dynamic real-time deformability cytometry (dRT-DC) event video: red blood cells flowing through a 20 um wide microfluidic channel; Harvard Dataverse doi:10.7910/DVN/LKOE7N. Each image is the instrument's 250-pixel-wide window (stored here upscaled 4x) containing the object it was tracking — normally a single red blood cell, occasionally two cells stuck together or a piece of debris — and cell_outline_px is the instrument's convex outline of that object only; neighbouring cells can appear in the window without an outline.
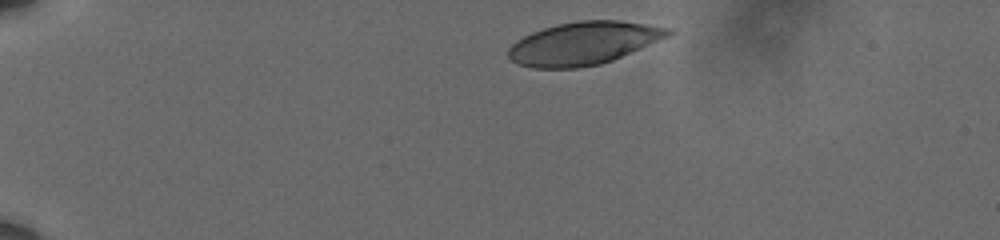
{"species": "human", "species_latin": "Homo sapiens", "temperature_condition": "cold", "stored_images_in_passage": 40, "camera_frame_rate_fps": 3000, "um_per_image_px": 0.085, "donor": {"sex": "male"}, "frame": {"image": 1, "passage_image": 1, "time_ms": 0.0, "image_size_px": [1000, 240], "cell_outline_px": [[676, 32], [668, 36], [612, 60], [600, 64], [576, 68], [532, 68], [516, 64], [508, 56], [508, 48], [516, 40], [532, 32], [556, 24], [580, 20], [620, 20], [672, 28]], "centroid_in_image_um": [49.58, 3.67], "position_along_channel_um": 35.4, "area_um2": 39.88}}
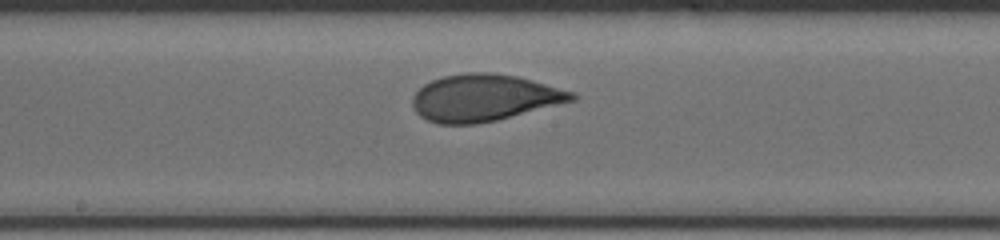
{"frame": {"image": 2, "passage_image": 22, "time_ms": 7.0, "image_size_px": [1000, 240], "cell_outline_px": [[580, 96], [576, 100], [496, 120], [476, 124], [436, 124], [420, 116], [416, 112], [412, 104], [412, 96], [424, 84], [432, 80], [444, 76], [468, 72], [492, 72], [516, 76], [532, 80], [576, 92]], "centroid_in_image_um": [41.17, 8.31], "position_along_channel_um": 207.0, "area_um2": 43.64}}
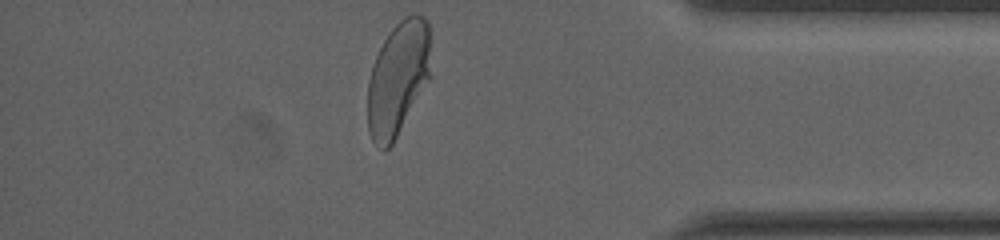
{"frame": {"image": 3, "passage_image": 40, "time_ms": 13.0, "image_size_px": [1000, 240], "cell_outline_px": [[432, 76], [392, 144], [384, 152], [372, 140], [368, 128], [368, 80], [376, 56], [388, 32], [404, 16], [412, 12], [416, 12], [424, 16], [428, 20]], "centroid_in_image_um": [33.86, 6.62], "position_along_channel_um": 401.3, "area_um2": 42.48}, "authors_computed_cell_mechanics": {"area_um2": 42.8298, "velocity_mm_per_s": 3.5934, "shape_relaxation_time_tau1_ms": 6.2833, "shape_relaxation_time_tau2_ms": 0.8426, "deformation_change_tau1": 0.1887, "deformation_change_tau2": 0.0668}}